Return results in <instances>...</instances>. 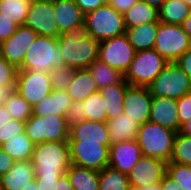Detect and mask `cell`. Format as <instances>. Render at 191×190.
Segmentation results:
<instances>
[{
    "mask_svg": "<svg viewBox=\"0 0 191 190\" xmlns=\"http://www.w3.org/2000/svg\"><path fill=\"white\" fill-rule=\"evenodd\" d=\"M57 40L64 63L70 68L87 69L99 57L100 42L84 31L63 33Z\"/></svg>",
    "mask_w": 191,
    "mask_h": 190,
    "instance_id": "1",
    "label": "cell"
},
{
    "mask_svg": "<svg viewBox=\"0 0 191 190\" xmlns=\"http://www.w3.org/2000/svg\"><path fill=\"white\" fill-rule=\"evenodd\" d=\"M32 163L35 176L63 175L71 167L68 142H43L36 144Z\"/></svg>",
    "mask_w": 191,
    "mask_h": 190,
    "instance_id": "2",
    "label": "cell"
},
{
    "mask_svg": "<svg viewBox=\"0 0 191 190\" xmlns=\"http://www.w3.org/2000/svg\"><path fill=\"white\" fill-rule=\"evenodd\" d=\"M177 133L169 128L147 121L140 125L136 141L143 156L159 158L168 163L173 153Z\"/></svg>",
    "mask_w": 191,
    "mask_h": 190,
    "instance_id": "3",
    "label": "cell"
},
{
    "mask_svg": "<svg viewBox=\"0 0 191 190\" xmlns=\"http://www.w3.org/2000/svg\"><path fill=\"white\" fill-rule=\"evenodd\" d=\"M63 52L57 38L38 35L25 54L23 64L18 70H34L49 73L64 65Z\"/></svg>",
    "mask_w": 191,
    "mask_h": 190,
    "instance_id": "4",
    "label": "cell"
},
{
    "mask_svg": "<svg viewBox=\"0 0 191 190\" xmlns=\"http://www.w3.org/2000/svg\"><path fill=\"white\" fill-rule=\"evenodd\" d=\"M83 31L99 42L121 36L126 33L124 15L106 3L85 14Z\"/></svg>",
    "mask_w": 191,
    "mask_h": 190,
    "instance_id": "5",
    "label": "cell"
},
{
    "mask_svg": "<svg viewBox=\"0 0 191 190\" xmlns=\"http://www.w3.org/2000/svg\"><path fill=\"white\" fill-rule=\"evenodd\" d=\"M69 130L66 118L54 114L32 115L26 122L24 131L36 145L43 142H68Z\"/></svg>",
    "mask_w": 191,
    "mask_h": 190,
    "instance_id": "6",
    "label": "cell"
},
{
    "mask_svg": "<svg viewBox=\"0 0 191 190\" xmlns=\"http://www.w3.org/2000/svg\"><path fill=\"white\" fill-rule=\"evenodd\" d=\"M167 63L153 48L137 51L124 79L132 86L148 87Z\"/></svg>",
    "mask_w": 191,
    "mask_h": 190,
    "instance_id": "7",
    "label": "cell"
},
{
    "mask_svg": "<svg viewBox=\"0 0 191 190\" xmlns=\"http://www.w3.org/2000/svg\"><path fill=\"white\" fill-rule=\"evenodd\" d=\"M148 89L153 97H169L177 100L191 92V82L189 76L175 62H170Z\"/></svg>",
    "mask_w": 191,
    "mask_h": 190,
    "instance_id": "8",
    "label": "cell"
},
{
    "mask_svg": "<svg viewBox=\"0 0 191 190\" xmlns=\"http://www.w3.org/2000/svg\"><path fill=\"white\" fill-rule=\"evenodd\" d=\"M190 48L191 39L181 25L165 24L159 21L153 49L168 63L176 62Z\"/></svg>",
    "mask_w": 191,
    "mask_h": 190,
    "instance_id": "9",
    "label": "cell"
},
{
    "mask_svg": "<svg viewBox=\"0 0 191 190\" xmlns=\"http://www.w3.org/2000/svg\"><path fill=\"white\" fill-rule=\"evenodd\" d=\"M136 52L127 35L123 34L100 41L98 59L124 75L131 65Z\"/></svg>",
    "mask_w": 191,
    "mask_h": 190,
    "instance_id": "10",
    "label": "cell"
},
{
    "mask_svg": "<svg viewBox=\"0 0 191 190\" xmlns=\"http://www.w3.org/2000/svg\"><path fill=\"white\" fill-rule=\"evenodd\" d=\"M71 163L101 171L109 165V148L100 142L68 141Z\"/></svg>",
    "mask_w": 191,
    "mask_h": 190,
    "instance_id": "11",
    "label": "cell"
},
{
    "mask_svg": "<svg viewBox=\"0 0 191 190\" xmlns=\"http://www.w3.org/2000/svg\"><path fill=\"white\" fill-rule=\"evenodd\" d=\"M16 91L31 106H34L53 91L49 73L34 70H18Z\"/></svg>",
    "mask_w": 191,
    "mask_h": 190,
    "instance_id": "12",
    "label": "cell"
},
{
    "mask_svg": "<svg viewBox=\"0 0 191 190\" xmlns=\"http://www.w3.org/2000/svg\"><path fill=\"white\" fill-rule=\"evenodd\" d=\"M23 26L38 35L57 38L60 33L56 24L54 0H33Z\"/></svg>",
    "mask_w": 191,
    "mask_h": 190,
    "instance_id": "13",
    "label": "cell"
},
{
    "mask_svg": "<svg viewBox=\"0 0 191 190\" xmlns=\"http://www.w3.org/2000/svg\"><path fill=\"white\" fill-rule=\"evenodd\" d=\"M167 173V162L154 157L142 156L128 173L131 190L155 185L161 182Z\"/></svg>",
    "mask_w": 191,
    "mask_h": 190,
    "instance_id": "14",
    "label": "cell"
},
{
    "mask_svg": "<svg viewBox=\"0 0 191 190\" xmlns=\"http://www.w3.org/2000/svg\"><path fill=\"white\" fill-rule=\"evenodd\" d=\"M37 36L38 34L31 28L18 26L7 40L0 43V54L8 63L19 68Z\"/></svg>",
    "mask_w": 191,
    "mask_h": 190,
    "instance_id": "15",
    "label": "cell"
},
{
    "mask_svg": "<svg viewBox=\"0 0 191 190\" xmlns=\"http://www.w3.org/2000/svg\"><path fill=\"white\" fill-rule=\"evenodd\" d=\"M152 95L148 87L129 85L124 96V112L140 125L149 121Z\"/></svg>",
    "mask_w": 191,
    "mask_h": 190,
    "instance_id": "16",
    "label": "cell"
},
{
    "mask_svg": "<svg viewBox=\"0 0 191 190\" xmlns=\"http://www.w3.org/2000/svg\"><path fill=\"white\" fill-rule=\"evenodd\" d=\"M142 151L136 139L116 142L109 148L110 167L128 174L142 157Z\"/></svg>",
    "mask_w": 191,
    "mask_h": 190,
    "instance_id": "17",
    "label": "cell"
},
{
    "mask_svg": "<svg viewBox=\"0 0 191 190\" xmlns=\"http://www.w3.org/2000/svg\"><path fill=\"white\" fill-rule=\"evenodd\" d=\"M56 24L60 34L83 31L85 13L75 0H54Z\"/></svg>",
    "mask_w": 191,
    "mask_h": 190,
    "instance_id": "18",
    "label": "cell"
},
{
    "mask_svg": "<svg viewBox=\"0 0 191 190\" xmlns=\"http://www.w3.org/2000/svg\"><path fill=\"white\" fill-rule=\"evenodd\" d=\"M149 121L179 132L181 125L177 113V100L169 97H153Z\"/></svg>",
    "mask_w": 191,
    "mask_h": 190,
    "instance_id": "19",
    "label": "cell"
},
{
    "mask_svg": "<svg viewBox=\"0 0 191 190\" xmlns=\"http://www.w3.org/2000/svg\"><path fill=\"white\" fill-rule=\"evenodd\" d=\"M68 141L100 142L105 146H111L107 122L84 120L69 130Z\"/></svg>",
    "mask_w": 191,
    "mask_h": 190,
    "instance_id": "20",
    "label": "cell"
},
{
    "mask_svg": "<svg viewBox=\"0 0 191 190\" xmlns=\"http://www.w3.org/2000/svg\"><path fill=\"white\" fill-rule=\"evenodd\" d=\"M3 190H23L35 181V170L31 160L15 161L10 170L1 176Z\"/></svg>",
    "mask_w": 191,
    "mask_h": 190,
    "instance_id": "21",
    "label": "cell"
},
{
    "mask_svg": "<svg viewBox=\"0 0 191 190\" xmlns=\"http://www.w3.org/2000/svg\"><path fill=\"white\" fill-rule=\"evenodd\" d=\"M73 99L66 90H53L42 98L32 109L33 115L46 116L50 114L65 117L67 109L73 104Z\"/></svg>",
    "mask_w": 191,
    "mask_h": 190,
    "instance_id": "22",
    "label": "cell"
},
{
    "mask_svg": "<svg viewBox=\"0 0 191 190\" xmlns=\"http://www.w3.org/2000/svg\"><path fill=\"white\" fill-rule=\"evenodd\" d=\"M108 134L111 144L136 139L140 124L128 117L126 113L107 120Z\"/></svg>",
    "mask_w": 191,
    "mask_h": 190,
    "instance_id": "23",
    "label": "cell"
},
{
    "mask_svg": "<svg viewBox=\"0 0 191 190\" xmlns=\"http://www.w3.org/2000/svg\"><path fill=\"white\" fill-rule=\"evenodd\" d=\"M129 85L123 79L120 83H115L99 90L104 99L107 120L116 118L124 112V96Z\"/></svg>",
    "mask_w": 191,
    "mask_h": 190,
    "instance_id": "24",
    "label": "cell"
},
{
    "mask_svg": "<svg viewBox=\"0 0 191 190\" xmlns=\"http://www.w3.org/2000/svg\"><path fill=\"white\" fill-rule=\"evenodd\" d=\"M159 22L126 28V35L136 51L154 48Z\"/></svg>",
    "mask_w": 191,
    "mask_h": 190,
    "instance_id": "25",
    "label": "cell"
},
{
    "mask_svg": "<svg viewBox=\"0 0 191 190\" xmlns=\"http://www.w3.org/2000/svg\"><path fill=\"white\" fill-rule=\"evenodd\" d=\"M66 91L73 101H83L99 90L88 69H76Z\"/></svg>",
    "mask_w": 191,
    "mask_h": 190,
    "instance_id": "26",
    "label": "cell"
},
{
    "mask_svg": "<svg viewBox=\"0 0 191 190\" xmlns=\"http://www.w3.org/2000/svg\"><path fill=\"white\" fill-rule=\"evenodd\" d=\"M126 28H132L152 22H159V11L142 0H138L124 14Z\"/></svg>",
    "mask_w": 191,
    "mask_h": 190,
    "instance_id": "27",
    "label": "cell"
},
{
    "mask_svg": "<svg viewBox=\"0 0 191 190\" xmlns=\"http://www.w3.org/2000/svg\"><path fill=\"white\" fill-rule=\"evenodd\" d=\"M0 147L11 156L14 161L32 160L35 144L29 139L27 134L13 136Z\"/></svg>",
    "mask_w": 191,
    "mask_h": 190,
    "instance_id": "28",
    "label": "cell"
},
{
    "mask_svg": "<svg viewBox=\"0 0 191 190\" xmlns=\"http://www.w3.org/2000/svg\"><path fill=\"white\" fill-rule=\"evenodd\" d=\"M66 174L74 190H99V171L72 164Z\"/></svg>",
    "mask_w": 191,
    "mask_h": 190,
    "instance_id": "29",
    "label": "cell"
},
{
    "mask_svg": "<svg viewBox=\"0 0 191 190\" xmlns=\"http://www.w3.org/2000/svg\"><path fill=\"white\" fill-rule=\"evenodd\" d=\"M87 69L95 80L98 90L120 83L124 79V75L120 71L108 66L100 59H96Z\"/></svg>",
    "mask_w": 191,
    "mask_h": 190,
    "instance_id": "30",
    "label": "cell"
},
{
    "mask_svg": "<svg viewBox=\"0 0 191 190\" xmlns=\"http://www.w3.org/2000/svg\"><path fill=\"white\" fill-rule=\"evenodd\" d=\"M159 21L165 24L181 25L190 15L191 8L182 0H166L158 9Z\"/></svg>",
    "mask_w": 191,
    "mask_h": 190,
    "instance_id": "31",
    "label": "cell"
},
{
    "mask_svg": "<svg viewBox=\"0 0 191 190\" xmlns=\"http://www.w3.org/2000/svg\"><path fill=\"white\" fill-rule=\"evenodd\" d=\"M33 0H0V14L23 26Z\"/></svg>",
    "mask_w": 191,
    "mask_h": 190,
    "instance_id": "32",
    "label": "cell"
},
{
    "mask_svg": "<svg viewBox=\"0 0 191 190\" xmlns=\"http://www.w3.org/2000/svg\"><path fill=\"white\" fill-rule=\"evenodd\" d=\"M99 190H131L128 174L110 166L99 171Z\"/></svg>",
    "mask_w": 191,
    "mask_h": 190,
    "instance_id": "33",
    "label": "cell"
},
{
    "mask_svg": "<svg viewBox=\"0 0 191 190\" xmlns=\"http://www.w3.org/2000/svg\"><path fill=\"white\" fill-rule=\"evenodd\" d=\"M82 110L87 120L107 122L104 99L99 91L92 93L82 101Z\"/></svg>",
    "mask_w": 191,
    "mask_h": 190,
    "instance_id": "34",
    "label": "cell"
},
{
    "mask_svg": "<svg viewBox=\"0 0 191 190\" xmlns=\"http://www.w3.org/2000/svg\"><path fill=\"white\" fill-rule=\"evenodd\" d=\"M4 106L13 119L26 122L33 115V107L17 91L5 101Z\"/></svg>",
    "mask_w": 191,
    "mask_h": 190,
    "instance_id": "35",
    "label": "cell"
},
{
    "mask_svg": "<svg viewBox=\"0 0 191 190\" xmlns=\"http://www.w3.org/2000/svg\"><path fill=\"white\" fill-rule=\"evenodd\" d=\"M169 162L191 166V137L179 132L175 138L173 153Z\"/></svg>",
    "mask_w": 191,
    "mask_h": 190,
    "instance_id": "36",
    "label": "cell"
},
{
    "mask_svg": "<svg viewBox=\"0 0 191 190\" xmlns=\"http://www.w3.org/2000/svg\"><path fill=\"white\" fill-rule=\"evenodd\" d=\"M167 174L179 183L182 190H191V166L168 162Z\"/></svg>",
    "mask_w": 191,
    "mask_h": 190,
    "instance_id": "37",
    "label": "cell"
},
{
    "mask_svg": "<svg viewBox=\"0 0 191 190\" xmlns=\"http://www.w3.org/2000/svg\"><path fill=\"white\" fill-rule=\"evenodd\" d=\"M75 69L62 65L49 71L53 90H66L73 79Z\"/></svg>",
    "mask_w": 191,
    "mask_h": 190,
    "instance_id": "38",
    "label": "cell"
},
{
    "mask_svg": "<svg viewBox=\"0 0 191 190\" xmlns=\"http://www.w3.org/2000/svg\"><path fill=\"white\" fill-rule=\"evenodd\" d=\"M18 68L0 54V86L16 85Z\"/></svg>",
    "mask_w": 191,
    "mask_h": 190,
    "instance_id": "39",
    "label": "cell"
},
{
    "mask_svg": "<svg viewBox=\"0 0 191 190\" xmlns=\"http://www.w3.org/2000/svg\"><path fill=\"white\" fill-rule=\"evenodd\" d=\"M25 122L12 119L8 123L0 127V145L8 141L13 136L24 133Z\"/></svg>",
    "mask_w": 191,
    "mask_h": 190,
    "instance_id": "40",
    "label": "cell"
},
{
    "mask_svg": "<svg viewBox=\"0 0 191 190\" xmlns=\"http://www.w3.org/2000/svg\"><path fill=\"white\" fill-rule=\"evenodd\" d=\"M65 118L69 128L86 120L85 112L82 110V101H74L67 109Z\"/></svg>",
    "mask_w": 191,
    "mask_h": 190,
    "instance_id": "41",
    "label": "cell"
},
{
    "mask_svg": "<svg viewBox=\"0 0 191 190\" xmlns=\"http://www.w3.org/2000/svg\"><path fill=\"white\" fill-rule=\"evenodd\" d=\"M177 113L180 125L191 119V92L177 99Z\"/></svg>",
    "mask_w": 191,
    "mask_h": 190,
    "instance_id": "42",
    "label": "cell"
},
{
    "mask_svg": "<svg viewBox=\"0 0 191 190\" xmlns=\"http://www.w3.org/2000/svg\"><path fill=\"white\" fill-rule=\"evenodd\" d=\"M17 27L18 25L13 21L0 14V43L7 40L16 31Z\"/></svg>",
    "mask_w": 191,
    "mask_h": 190,
    "instance_id": "43",
    "label": "cell"
},
{
    "mask_svg": "<svg viewBox=\"0 0 191 190\" xmlns=\"http://www.w3.org/2000/svg\"><path fill=\"white\" fill-rule=\"evenodd\" d=\"M61 176H35V182L39 190H54Z\"/></svg>",
    "mask_w": 191,
    "mask_h": 190,
    "instance_id": "44",
    "label": "cell"
},
{
    "mask_svg": "<svg viewBox=\"0 0 191 190\" xmlns=\"http://www.w3.org/2000/svg\"><path fill=\"white\" fill-rule=\"evenodd\" d=\"M76 5L86 14L107 3V0H75Z\"/></svg>",
    "mask_w": 191,
    "mask_h": 190,
    "instance_id": "45",
    "label": "cell"
},
{
    "mask_svg": "<svg viewBox=\"0 0 191 190\" xmlns=\"http://www.w3.org/2000/svg\"><path fill=\"white\" fill-rule=\"evenodd\" d=\"M175 63L189 76L191 82V48L188 49Z\"/></svg>",
    "mask_w": 191,
    "mask_h": 190,
    "instance_id": "46",
    "label": "cell"
},
{
    "mask_svg": "<svg viewBox=\"0 0 191 190\" xmlns=\"http://www.w3.org/2000/svg\"><path fill=\"white\" fill-rule=\"evenodd\" d=\"M138 0H107V3L120 13H125L130 9Z\"/></svg>",
    "mask_w": 191,
    "mask_h": 190,
    "instance_id": "47",
    "label": "cell"
},
{
    "mask_svg": "<svg viewBox=\"0 0 191 190\" xmlns=\"http://www.w3.org/2000/svg\"><path fill=\"white\" fill-rule=\"evenodd\" d=\"M14 159L11 158L1 147H0V176L4 175L14 164Z\"/></svg>",
    "mask_w": 191,
    "mask_h": 190,
    "instance_id": "48",
    "label": "cell"
},
{
    "mask_svg": "<svg viewBox=\"0 0 191 190\" xmlns=\"http://www.w3.org/2000/svg\"><path fill=\"white\" fill-rule=\"evenodd\" d=\"M160 188L161 190H182L179 187V183L176 182L167 173L164 175L163 179L160 182Z\"/></svg>",
    "mask_w": 191,
    "mask_h": 190,
    "instance_id": "49",
    "label": "cell"
},
{
    "mask_svg": "<svg viewBox=\"0 0 191 190\" xmlns=\"http://www.w3.org/2000/svg\"><path fill=\"white\" fill-rule=\"evenodd\" d=\"M16 91V85L0 86V105H3Z\"/></svg>",
    "mask_w": 191,
    "mask_h": 190,
    "instance_id": "50",
    "label": "cell"
},
{
    "mask_svg": "<svg viewBox=\"0 0 191 190\" xmlns=\"http://www.w3.org/2000/svg\"><path fill=\"white\" fill-rule=\"evenodd\" d=\"M54 190H74L66 173L59 178V181Z\"/></svg>",
    "mask_w": 191,
    "mask_h": 190,
    "instance_id": "51",
    "label": "cell"
},
{
    "mask_svg": "<svg viewBox=\"0 0 191 190\" xmlns=\"http://www.w3.org/2000/svg\"><path fill=\"white\" fill-rule=\"evenodd\" d=\"M13 117L10 115V113L6 110V107L3 105H0V127H2L4 124L11 121Z\"/></svg>",
    "mask_w": 191,
    "mask_h": 190,
    "instance_id": "52",
    "label": "cell"
},
{
    "mask_svg": "<svg viewBox=\"0 0 191 190\" xmlns=\"http://www.w3.org/2000/svg\"><path fill=\"white\" fill-rule=\"evenodd\" d=\"M182 29L184 32L190 37L191 39V13L190 15L182 22L181 24Z\"/></svg>",
    "mask_w": 191,
    "mask_h": 190,
    "instance_id": "53",
    "label": "cell"
},
{
    "mask_svg": "<svg viewBox=\"0 0 191 190\" xmlns=\"http://www.w3.org/2000/svg\"><path fill=\"white\" fill-rule=\"evenodd\" d=\"M179 133L191 137V119L181 125Z\"/></svg>",
    "mask_w": 191,
    "mask_h": 190,
    "instance_id": "54",
    "label": "cell"
},
{
    "mask_svg": "<svg viewBox=\"0 0 191 190\" xmlns=\"http://www.w3.org/2000/svg\"><path fill=\"white\" fill-rule=\"evenodd\" d=\"M142 1L146 2L150 6L159 9L166 0H142Z\"/></svg>",
    "mask_w": 191,
    "mask_h": 190,
    "instance_id": "55",
    "label": "cell"
},
{
    "mask_svg": "<svg viewBox=\"0 0 191 190\" xmlns=\"http://www.w3.org/2000/svg\"><path fill=\"white\" fill-rule=\"evenodd\" d=\"M134 190H161V188H160V183H158L155 185H149L142 188H136Z\"/></svg>",
    "mask_w": 191,
    "mask_h": 190,
    "instance_id": "56",
    "label": "cell"
},
{
    "mask_svg": "<svg viewBox=\"0 0 191 190\" xmlns=\"http://www.w3.org/2000/svg\"><path fill=\"white\" fill-rule=\"evenodd\" d=\"M23 190H39V187H37V184L35 181L29 182L28 186L24 188Z\"/></svg>",
    "mask_w": 191,
    "mask_h": 190,
    "instance_id": "57",
    "label": "cell"
},
{
    "mask_svg": "<svg viewBox=\"0 0 191 190\" xmlns=\"http://www.w3.org/2000/svg\"><path fill=\"white\" fill-rule=\"evenodd\" d=\"M187 6L191 8V0H182Z\"/></svg>",
    "mask_w": 191,
    "mask_h": 190,
    "instance_id": "58",
    "label": "cell"
},
{
    "mask_svg": "<svg viewBox=\"0 0 191 190\" xmlns=\"http://www.w3.org/2000/svg\"><path fill=\"white\" fill-rule=\"evenodd\" d=\"M0 190H3L1 176H0Z\"/></svg>",
    "mask_w": 191,
    "mask_h": 190,
    "instance_id": "59",
    "label": "cell"
}]
</instances>
